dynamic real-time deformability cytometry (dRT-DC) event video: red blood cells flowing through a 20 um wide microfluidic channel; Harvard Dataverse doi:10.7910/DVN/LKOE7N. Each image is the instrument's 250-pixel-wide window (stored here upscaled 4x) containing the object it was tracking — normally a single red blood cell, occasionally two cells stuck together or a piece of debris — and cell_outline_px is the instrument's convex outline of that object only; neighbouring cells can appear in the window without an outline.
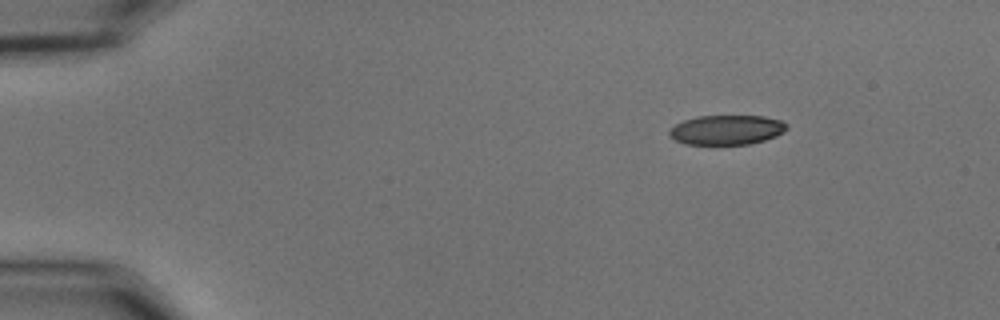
{"species": "common noctule bat (a hibernating species)", "species_latin": "Nyctalus noctula", "temperature_condition": "cold", "stored_images_in_passage": 20, "camera_frame_rate_fps": 3000, "um_per_image_px": 0.085, "animal": {"sex": "male", "body_mass_g": 15.6}, "frame": {"image": 1, "passage_image": 1, "time_ms": 0.0, "image_size_px": [1000, 320], "cell_outline_px": [[788, 128], [784, 132], [776, 136], [764, 140], [748, 144], [684, 144], [668, 136], [668, 132], [676, 124], [684, 120], [696, 116], [764, 116], [780, 120], [788, 124]], "centroid_in_image_um": [61.77, 11.03], "position_along_channel_um": 23.2, "area_um2": 20.29}}
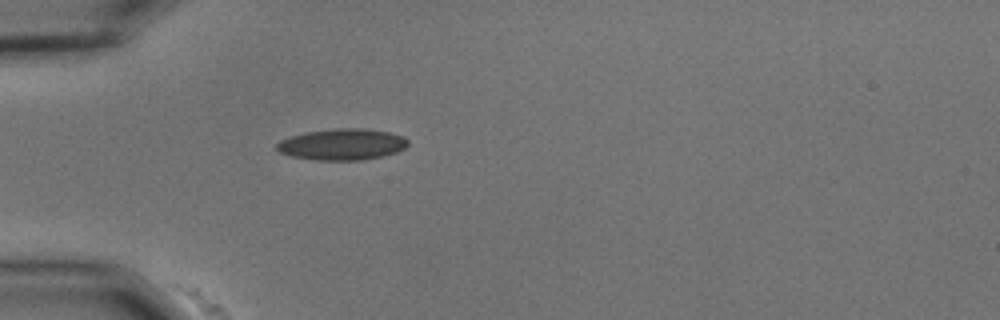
{"frame": {"image": 2, "passage_image": 10, "time_ms": 3.0, "image_size_px": [1000, 320], "cell_outline_px": [[408, 144], [404, 148], [396, 152], [380, 156], [360, 160], [316, 160], [292, 156], [280, 152], [276, 148], [276, 144], [280, 140], [292, 136], [308, 132], [336, 128], [364, 128], [388, 132], [404, 136], [408, 140]], "centroid_in_image_um": [29.09, 12.27], "position_along_channel_um": 55.9, "area_um2": 23.7}}